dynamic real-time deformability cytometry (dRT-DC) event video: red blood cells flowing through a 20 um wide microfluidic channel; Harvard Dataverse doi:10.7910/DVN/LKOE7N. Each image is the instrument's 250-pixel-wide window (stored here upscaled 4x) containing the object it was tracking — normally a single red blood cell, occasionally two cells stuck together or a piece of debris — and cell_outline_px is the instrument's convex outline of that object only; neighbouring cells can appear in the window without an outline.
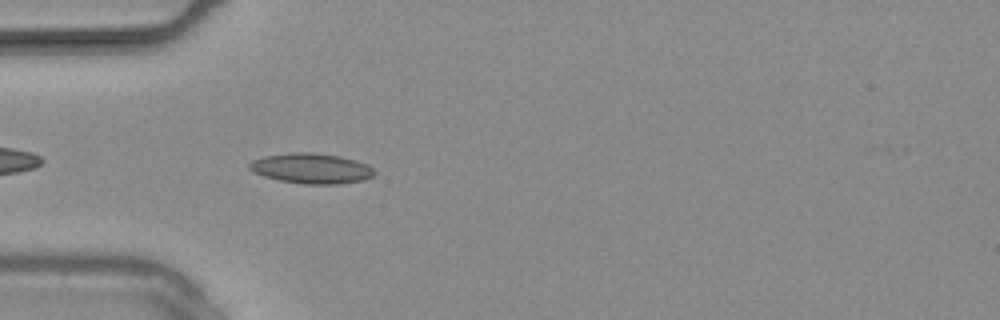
{"species": "common noctule bat (a hibernating species)", "species_latin": "Nyctalus noctula", "temperature_condition": "warm", "stored_images_in_passage": 4, "camera_frame_rate_fps": 3000, "um_per_image_px": 0.085, "animal": {"sex": "male", "body_mass_g": 20.4}, "frame": {"image": 1, "passage_image": 4, "time_ms": 1.0, "image_size_px": [1000, 320], "cell_outline_px": [[376, 172], [372, 176], [364, 180], [336, 184], [304, 184], [280, 180], [264, 176], [252, 172], [248, 168], [248, 164], [252, 160], [264, 156], [292, 152], [312, 152], [340, 156], [356, 160], [368, 164]], "centroid_in_image_um": [26.46, 14.31], "position_along_channel_um": 58.5, "area_um2": 22.14}}